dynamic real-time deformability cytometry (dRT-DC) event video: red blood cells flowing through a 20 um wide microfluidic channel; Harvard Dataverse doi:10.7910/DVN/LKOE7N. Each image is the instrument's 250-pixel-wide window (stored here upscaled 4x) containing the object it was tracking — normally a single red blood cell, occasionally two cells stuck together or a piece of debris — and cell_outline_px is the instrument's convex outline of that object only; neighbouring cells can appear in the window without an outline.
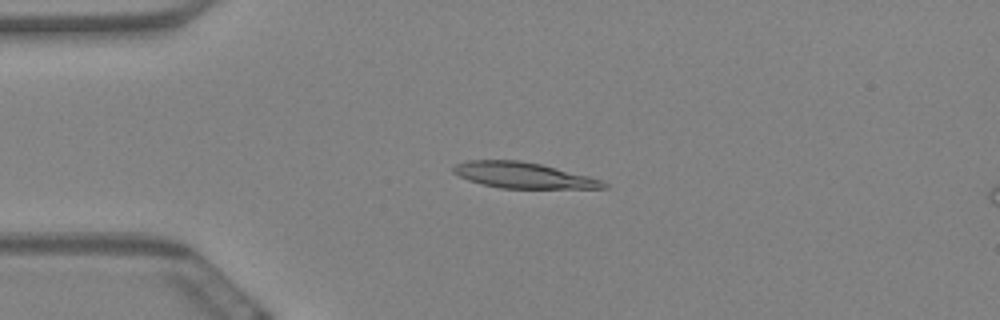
{"species": "Egyptian fruit bat (a non-hibernating species)", "species_latin": "Rousettus aegyptiacus", "temperature_condition": "warm", "stored_images_in_passage": 53, "camera_frame_rate_fps": 3000, "um_per_image_px": 0.085, "animal": {"sex": "female"}, "frame": {"image": 1, "passage_image": 9, "time_ms": 2.667, "image_size_px": [1000, 320], "cell_outline_px": [[608, 188], [500, 188], [468, 180], [452, 172], [452, 168], [456, 164], [468, 160], [520, 160], [540, 164], [588, 176], [600, 180], [608, 184]], "centroid_in_image_um": [44.44, 14.89], "position_along_channel_um": 40.6, "area_um2": 22.31}}
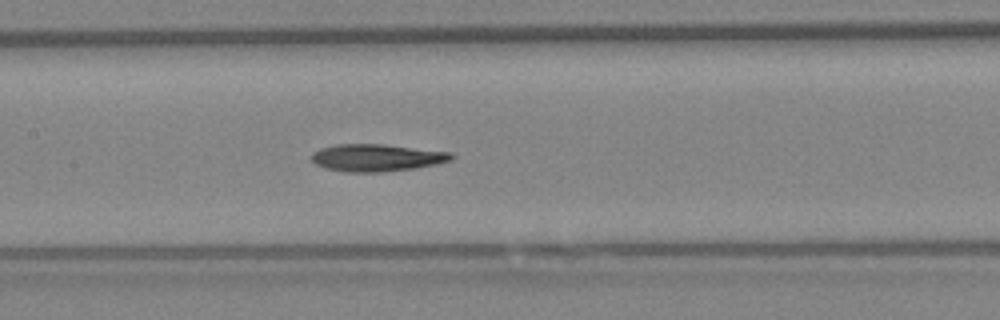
{"frame": {"image": 2, "passage_image": 23, "time_ms": 7.333, "image_size_px": [1000, 320], "cell_outline_px": [[456, 156], [452, 160], [436, 164], [416, 168], [384, 172], [344, 172], [324, 168], [316, 164], [312, 160], [312, 152], [320, 148], [336, 144], [384, 144], [452, 152]], "centroid_in_image_um": [32.04, 13.4], "position_along_channel_um": 175.4, "area_um2": 22.48}}
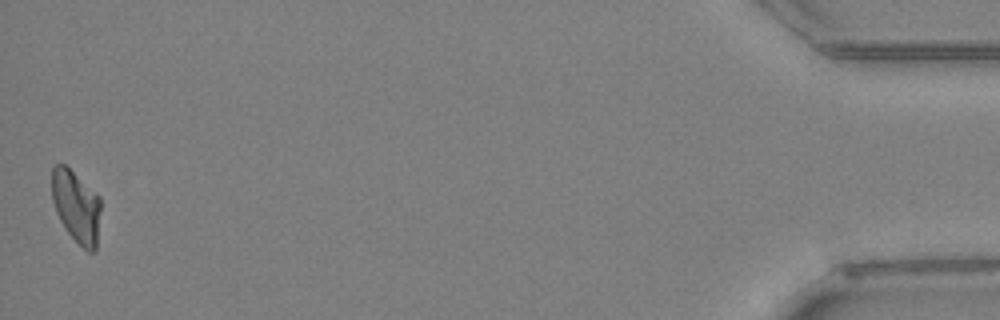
{"frame": {"image": 3, "passage_image": 53, "time_ms": 17.333, "image_size_px": [1000, 320], "cell_outline_px": [[100, 212], [96, 248], [92, 252], [88, 252], [68, 232], [60, 220], [56, 212], [52, 200], [52, 168], [56, 164], [64, 164], [100, 196]], "centroid_in_image_um": [6.48, 17.53], "position_along_channel_um": 428.7, "area_um2": 20.29}}